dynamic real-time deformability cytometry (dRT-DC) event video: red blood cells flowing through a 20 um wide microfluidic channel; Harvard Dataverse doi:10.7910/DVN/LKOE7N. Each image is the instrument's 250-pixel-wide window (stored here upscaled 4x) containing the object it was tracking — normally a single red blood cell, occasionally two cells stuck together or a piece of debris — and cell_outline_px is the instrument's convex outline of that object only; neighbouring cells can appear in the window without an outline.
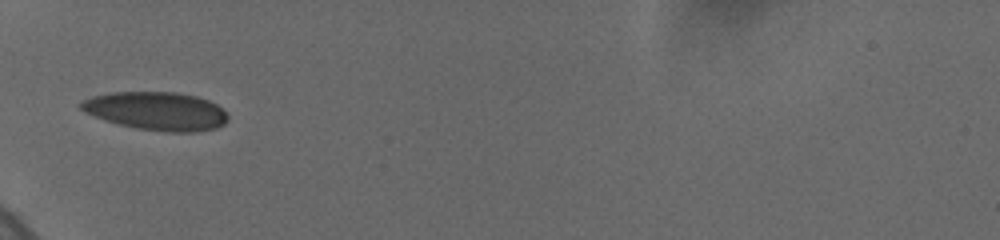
{"species": "human", "species_latin": "Homo sapiens", "temperature_condition": "cold", "stored_images_in_passage": 6, "camera_frame_rate_fps": 3000, "um_per_image_px": 0.085, "donor": {"sex": "female"}, "frame": {"image": 1, "passage_image": 1, "time_ms": 0.0, "image_size_px": [1000, 240], "cell_outline_px": [[228, 120], [224, 124], [216, 128], [196, 132], [168, 132], [136, 128], [104, 120], [84, 112], [80, 108], [80, 104], [84, 100], [92, 96], [112, 92], [176, 92], [196, 96], [208, 100], [216, 104], [228, 116]], "centroid_in_image_um": [13.3, 9.44], "position_along_channel_um": 71.7, "area_um2": 32.71}}
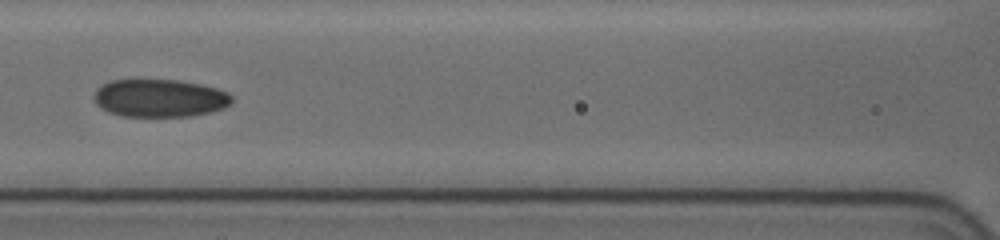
{"frame": {"image": 2, "passage_image": 4, "time_ms": 2.333, "image_size_px": [1000, 240], "cell_outline_px": [[232, 104], [224, 108], [212, 112], [192, 116], [120, 116], [108, 112], [100, 108], [96, 104], [92, 96], [96, 88], [100, 84], [112, 80], [180, 80], [200, 84], [216, 88], [228, 92], [232, 96]], "centroid_in_image_um": [13.55, 8.34], "position_along_channel_um": 153.0, "area_um2": 30.81}}
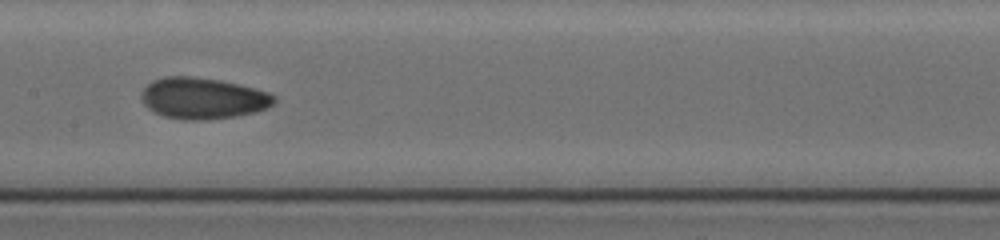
{"frame": {"image": 3, "passage_image": 5, "time_ms": 3.333, "image_size_px": [1000, 240], "cell_outline_px": [[276, 100], [272, 104], [256, 112], [236, 116], [208, 120], [184, 120], [164, 116], [148, 108], [144, 104], [140, 96], [140, 92], [152, 80], [164, 76], [192, 76], [220, 80], [256, 88], [268, 92], [276, 96]], "centroid_in_image_um": [17.23, 8.35], "position_along_channel_um": 190.2, "area_um2": 32.08}}